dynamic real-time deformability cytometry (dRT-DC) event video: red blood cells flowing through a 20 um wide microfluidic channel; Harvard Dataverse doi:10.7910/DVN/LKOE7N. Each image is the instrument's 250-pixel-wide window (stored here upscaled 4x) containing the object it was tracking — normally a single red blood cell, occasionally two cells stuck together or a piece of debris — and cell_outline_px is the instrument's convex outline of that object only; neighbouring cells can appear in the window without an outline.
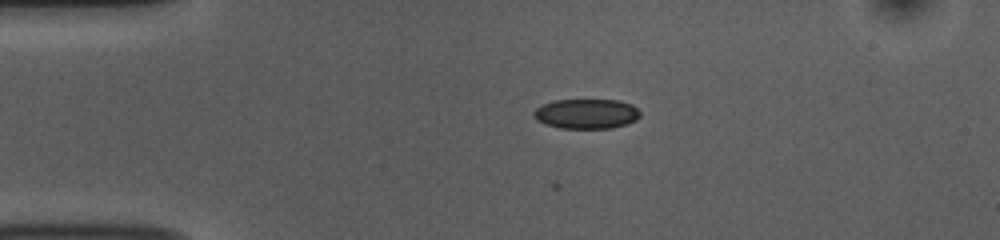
{"species": "common noctule bat (a hibernating species)", "species_latin": "Nyctalus noctula", "temperature_condition": "room temperature", "stored_images_in_passage": 46, "camera_frame_rate_fps": 3000, "um_per_image_px": 0.085, "animal": {"sex": "female", "body_mass_g": 10.0, "forearm_length_mm": 53.1}, "frame": {"image": 1, "passage_image": 4, "time_ms": 1.0, "image_size_px": [1000, 240], "cell_outline_px": [[640, 116], [636, 120], [628, 124], [612, 128], [560, 128], [544, 124], [536, 120], [532, 116], [532, 112], [536, 108], [552, 100], [620, 100], [632, 104], [640, 112]], "centroid_in_image_um": [49.83, 9.67], "position_along_channel_um": 35.2, "area_um2": 18.73}}
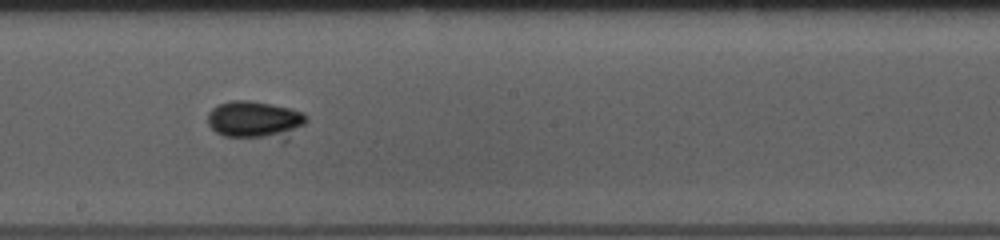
{"frame": {"image": 2, "passage_image": 22, "time_ms": 7.0, "image_size_px": [1000, 240], "cell_outline_px": [[308, 120], [284, 144], [224, 136], [216, 132], [208, 124], [208, 112], [216, 104], [232, 100], [248, 100], [292, 108], [304, 112], [308, 116]], "centroid_in_image_um": [21.76, 10.27], "position_along_channel_um": 226.4, "area_um2": 23.24}}
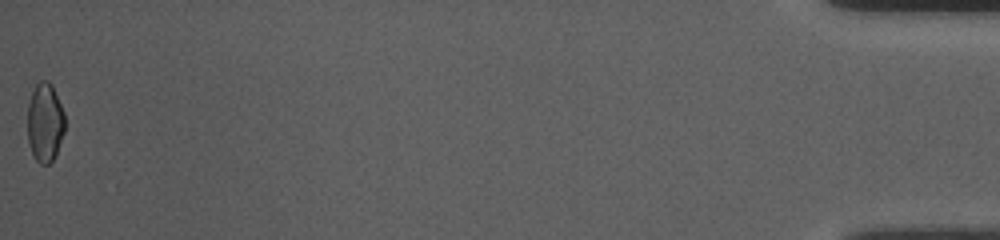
{"frame": {"image": 3, "passage_image": 46, "time_ms": 15.0, "image_size_px": [1000, 240], "cell_outline_px": [[64, 132], [56, 152], [52, 160], [48, 164], [40, 164], [36, 160], [32, 152], [28, 140], [28, 104], [32, 92], [36, 84], [40, 80], [48, 80], [52, 84], [64, 112]], "centroid_in_image_um": [3.82, 10.38], "position_along_channel_um": 431.4, "area_um2": 17.05}}